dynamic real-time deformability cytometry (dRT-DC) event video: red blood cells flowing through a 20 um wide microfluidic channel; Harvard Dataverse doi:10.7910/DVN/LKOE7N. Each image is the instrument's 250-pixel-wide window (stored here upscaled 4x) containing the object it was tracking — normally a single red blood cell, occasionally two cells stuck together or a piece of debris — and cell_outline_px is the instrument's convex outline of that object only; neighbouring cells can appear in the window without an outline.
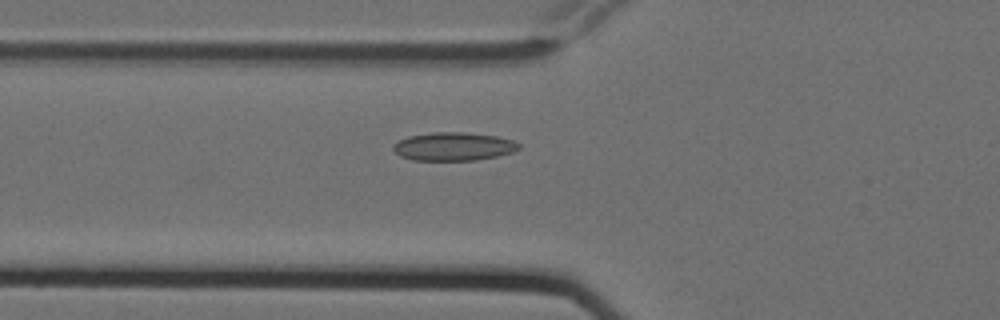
{"species": "Egyptian fruit bat (a non-hibernating species)", "species_latin": "Rousettus aegyptiacus", "temperature_condition": "cold", "stored_images_in_passage": 6, "camera_frame_rate_fps": 3000, "um_per_image_px": 0.085, "animal": {"sex": "female"}, "frame": {"image": 1, "passage_image": 6, "time_ms": 1.667, "image_size_px": [1000, 320], "cell_outline_px": [[520, 148], [512, 152], [496, 156], [476, 160], [412, 160], [400, 156], [392, 148], [392, 144], [408, 136], [436, 132], [464, 132], [496, 136], [512, 140], [520, 144]], "centroid_in_image_um": [38.53, 12.45], "position_along_channel_um": 87.3, "area_um2": 20.63}}